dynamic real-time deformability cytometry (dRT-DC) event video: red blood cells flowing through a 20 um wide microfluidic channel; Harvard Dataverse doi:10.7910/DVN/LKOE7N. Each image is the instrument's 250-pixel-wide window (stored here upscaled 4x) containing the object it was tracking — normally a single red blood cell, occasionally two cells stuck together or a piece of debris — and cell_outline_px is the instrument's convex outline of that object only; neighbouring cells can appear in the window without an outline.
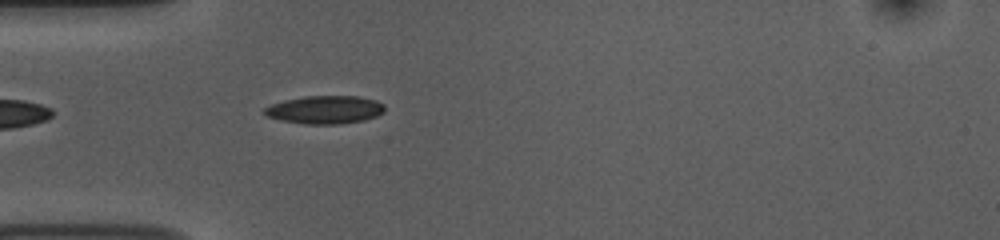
{"species": "common noctule bat (a hibernating species)", "species_latin": "Nyctalus noctula", "temperature_condition": "room temperature", "stored_images_in_passage": 38, "camera_frame_rate_fps": 3000, "um_per_image_px": 0.085, "animal": {"sex": "female", "body_mass_g": 10.0, "forearm_length_mm": 53.1}, "frame": {"image": 1, "passage_image": 1, "time_ms": 0.0, "image_size_px": [1000, 240], "cell_outline_px": [[384, 112], [376, 116], [364, 120], [336, 124], [304, 124], [280, 120], [264, 116], [264, 108], [272, 104], [284, 100], [304, 96], [356, 96], [376, 100], [384, 104]], "centroid_in_image_um": [27.6, 9.32], "position_along_channel_um": 57.4, "area_um2": 19.71}}
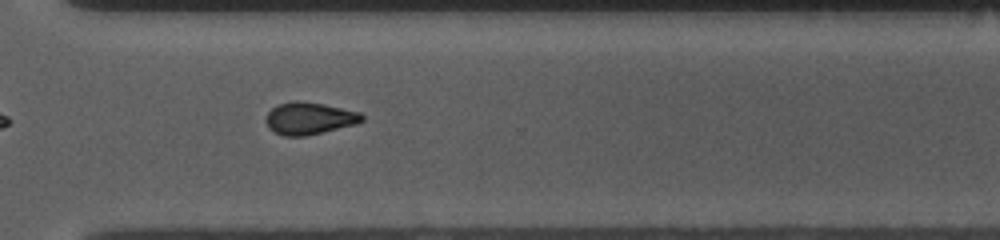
{"frame": {"image": 2, "passage_image": 24, "time_ms": 7.667, "image_size_px": [1000, 240], "cell_outline_px": [[364, 120], [356, 124], [304, 136], [284, 136], [268, 128], [264, 120], [268, 112], [276, 104], [292, 100], [296, 100], [324, 104], [360, 112], [364, 116]], "centroid_in_image_um": [26.26, 10.04], "position_along_channel_um": 344.3, "area_um2": 18.09}}
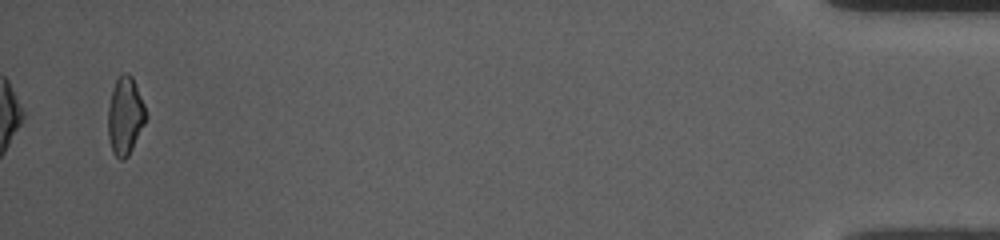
{"frame": {"image": 3, "passage_image": 37, "time_ms": 12.0, "image_size_px": [1000, 240], "cell_outline_px": [[148, 116], [128, 156], [124, 160], [120, 160], [112, 152], [108, 136], [108, 108], [112, 88], [116, 80], [124, 72], [128, 72], [132, 76], [144, 104]], "centroid_in_image_um": [10.63, 9.85], "position_along_channel_um": 424.6, "area_um2": 17.17}, "authors_computed_cell_mechanics": {"area_um2": 17.9758, "velocity_mm_per_s": 3.7927, "shape_relaxation_time_tau1_ms": 4.5899, "shape_relaxation_time_tau2_ms": 3.4659, "deformation_change_tau1": 0.119, "deformation_change_tau2": 0.0927}}